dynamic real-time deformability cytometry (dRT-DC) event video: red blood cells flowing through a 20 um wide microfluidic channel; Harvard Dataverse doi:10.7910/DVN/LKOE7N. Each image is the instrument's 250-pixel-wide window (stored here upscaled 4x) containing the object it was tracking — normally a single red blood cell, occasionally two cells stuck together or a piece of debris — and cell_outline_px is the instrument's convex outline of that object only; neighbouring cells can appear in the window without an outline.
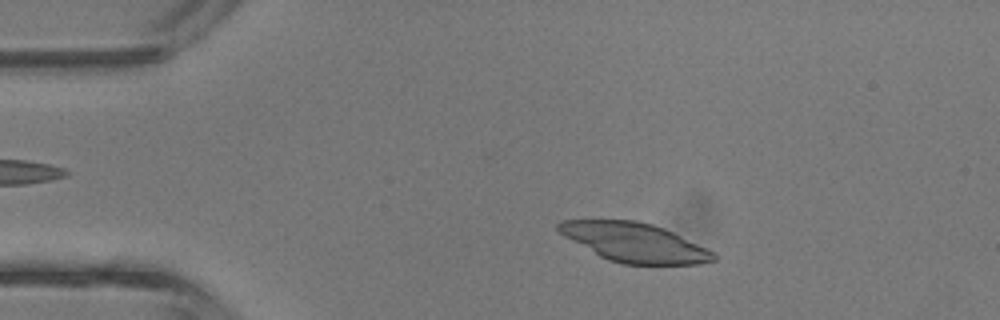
{"species": "common noctule bat (a hibernating species)", "species_latin": "Nyctalus noctula", "temperature_condition": "room temperature", "stored_images_in_passage": 40, "camera_frame_rate_fps": 3000, "um_per_image_px": 0.085, "animal": {"sex": "male", "body_mass_g": 13.3}, "frame": {"image": 1, "passage_image": 6, "time_ms": 1.667, "image_size_px": [1000, 320], "cell_outline_px": [[716, 260], [700, 264], [624, 264], [608, 260], [600, 256], [564, 236], [556, 228], [556, 224], [560, 220], [636, 220], [652, 224], [664, 228], [716, 252]], "centroid_in_image_um": [53.95, 20.6], "position_along_channel_um": 31.1, "area_um2": 35.2}}